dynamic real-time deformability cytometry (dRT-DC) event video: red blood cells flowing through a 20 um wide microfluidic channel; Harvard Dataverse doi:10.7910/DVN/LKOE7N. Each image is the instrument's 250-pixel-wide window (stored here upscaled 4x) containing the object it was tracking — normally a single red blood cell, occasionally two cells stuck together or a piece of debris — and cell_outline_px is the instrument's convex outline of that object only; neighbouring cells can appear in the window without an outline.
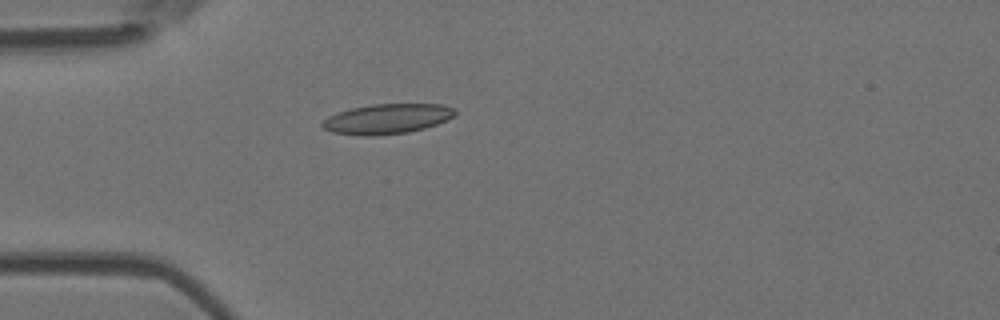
{"species": "Egyptian fruit bat (a non-hibernating species)", "species_latin": "Rousettus aegyptiacus", "temperature_condition": "room temperature", "stored_images_in_passage": 4, "camera_frame_rate_fps": 3000, "um_per_image_px": 0.085, "animal": {"sex": "female"}, "frame": {"image": 1, "passage_image": 4, "time_ms": 4.333, "image_size_px": [1000, 320], "cell_outline_px": [[456, 112], [452, 116], [436, 124], [424, 128], [408, 132], [372, 136], [360, 136], [332, 132], [324, 128], [320, 124], [328, 116], [336, 112], [352, 108], [372, 104], [440, 104], [456, 108]], "centroid_in_image_um": [32.86, 10.1], "position_along_channel_um": 52.1, "area_um2": 23.12}}